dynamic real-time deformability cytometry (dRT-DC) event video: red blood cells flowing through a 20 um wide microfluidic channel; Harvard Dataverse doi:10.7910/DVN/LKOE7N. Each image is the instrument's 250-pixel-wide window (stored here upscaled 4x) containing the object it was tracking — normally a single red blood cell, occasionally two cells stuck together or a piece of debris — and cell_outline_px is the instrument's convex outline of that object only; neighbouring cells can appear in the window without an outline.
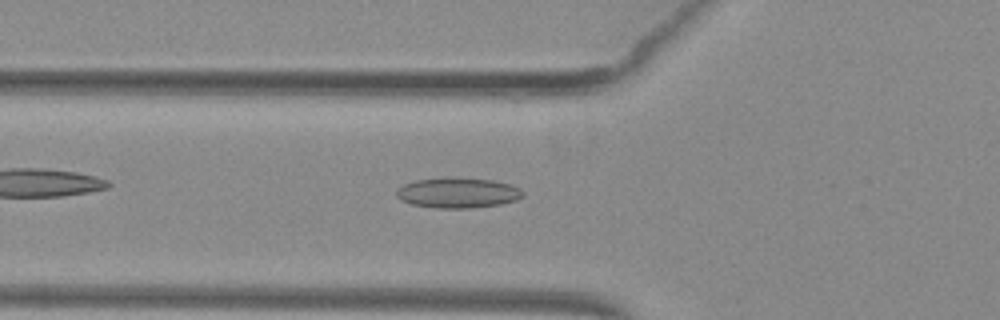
{"species": "common noctule bat (a hibernating species)", "species_latin": "Nyctalus noctula", "temperature_condition": "warm", "stored_images_in_passage": 39, "camera_frame_rate_fps": 3000, "um_per_image_px": 0.085, "animal": {"sex": "female", "body_mass_g": 29.2, "forearm_length_mm": 56.3}, "frame": {"image": 1, "passage_image": 6, "time_ms": 1.667, "image_size_px": [1000, 320], "cell_outline_px": [[524, 196], [516, 200], [500, 204], [472, 208], [436, 208], [412, 204], [400, 200], [396, 196], [396, 188], [404, 184], [416, 180], [444, 176], [456, 176], [492, 180], [508, 184], [520, 188], [524, 192]], "centroid_in_image_um": [38.89, 16.37], "position_along_channel_um": 86.9, "area_um2": 22.77}}
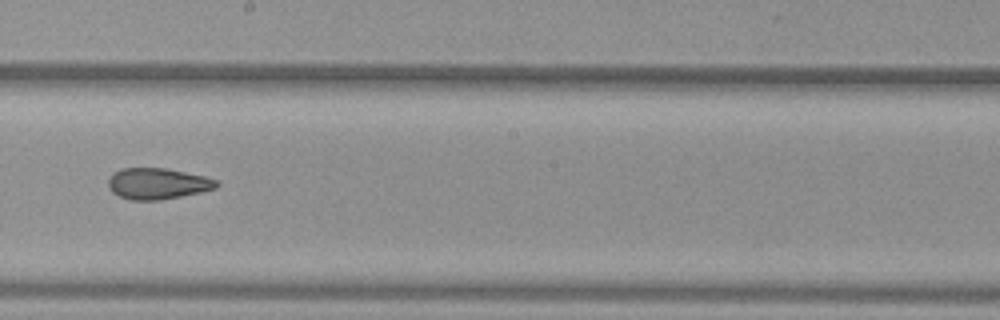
{"frame": {"image": 2, "passage_image": 17, "time_ms": 5.333, "image_size_px": [1000, 320], "cell_outline_px": [[220, 184], [216, 188], [200, 192], [160, 200], [132, 200], [120, 196], [112, 192], [108, 188], [108, 176], [112, 172], [120, 168], [164, 168], [204, 176], [216, 180]], "centroid_in_image_um": [13.34, 15.6], "position_along_channel_um": 234.9, "area_um2": 19.65}}
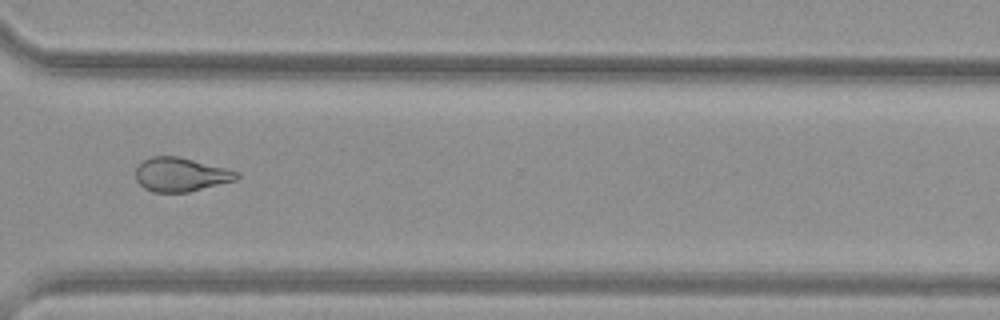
{"frame": {"image": 3, "passage_image": 26, "time_ms": 8.333, "image_size_px": [1000, 320], "cell_outline_px": [[240, 176], [236, 180], [188, 192], [152, 192], [144, 188], [136, 180], [136, 168], [144, 160], [152, 156], [180, 156], [240, 172]], "centroid_in_image_um": [15.37, 14.83], "position_along_channel_um": 355.2, "area_um2": 19.94}, "authors_computed_cell_mechanics": {"area_um2": 20.519, "velocity_mm_per_s": 4.0134, "shape_relaxation_time_tau1_ms": null, "shape_relaxation_time_tau2_ms": 2.6631, "deformation_change_tau1": null, "deformation_change_tau2": 0.1016}}